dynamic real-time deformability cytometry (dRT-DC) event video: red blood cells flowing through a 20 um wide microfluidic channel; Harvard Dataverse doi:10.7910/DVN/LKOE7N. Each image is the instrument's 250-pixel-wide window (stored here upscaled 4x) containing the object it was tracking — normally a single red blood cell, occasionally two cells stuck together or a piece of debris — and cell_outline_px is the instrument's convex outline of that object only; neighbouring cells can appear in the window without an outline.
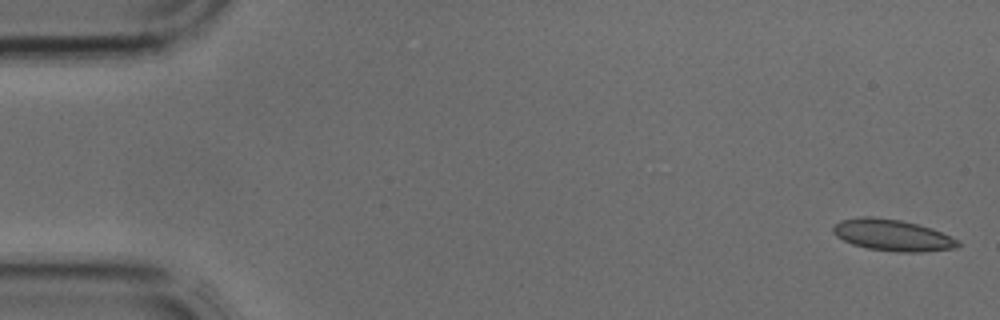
{"species": "common noctule bat (a hibernating species)", "species_latin": "Nyctalus noctula", "temperature_condition": "cold", "stored_images_in_passage": 3, "segment_of_instrument_passage": [2, 2], "camera_frame_rate_fps": 3000, "um_per_image_px": 0.085, "animal": {"sex": "male", "body_mass_g": 17.9, "forearm_length_mm": 54.2}, "frame": {"image": 1, "passage_image": 3, "time_ms": 0.667, "image_size_px": [1000, 320], "cell_outline_px": [[960, 244], [956, 248], [920, 252], [896, 252], [868, 248], [852, 244], [836, 236], [832, 232], [832, 228], [840, 220], [860, 216], [872, 216], [900, 220], [932, 228], [956, 240]], "centroid_in_image_um": [75.8, 19.98], "position_along_channel_um": 9.2, "area_um2": 22.72}}